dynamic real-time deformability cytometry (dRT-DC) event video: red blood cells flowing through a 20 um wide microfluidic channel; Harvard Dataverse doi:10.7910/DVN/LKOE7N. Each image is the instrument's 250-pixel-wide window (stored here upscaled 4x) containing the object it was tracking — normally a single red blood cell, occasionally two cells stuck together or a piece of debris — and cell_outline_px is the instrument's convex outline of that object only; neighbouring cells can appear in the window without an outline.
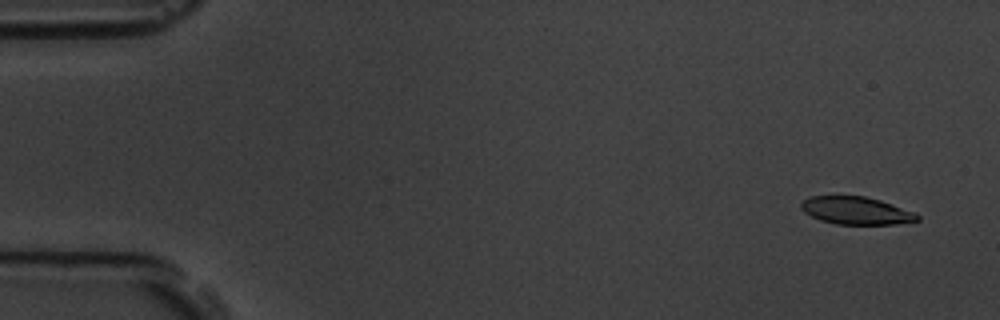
{"species": "common noctule bat (a hibernating species)", "species_latin": "Nyctalus noctula", "temperature_condition": "room temperature", "stored_images_in_passage": 5, "camera_frame_rate_fps": 3000, "um_per_image_px": 0.085, "animal": {"sex": "male", "body_mass_g": 19.5, "forearm_length_mm": 54.6}, "frame": {"image": 1, "passage_image": 1, "time_ms": 0.0, "image_size_px": [1000, 320], "cell_outline_px": [[920, 220], [896, 224], [836, 224], [820, 220], [804, 212], [800, 208], [800, 204], [804, 200], [812, 196], [864, 196], [880, 200], [916, 212], [920, 216]], "centroid_in_image_um": [72.8, 17.9], "position_along_channel_um": 12.2, "area_um2": 18.73}}
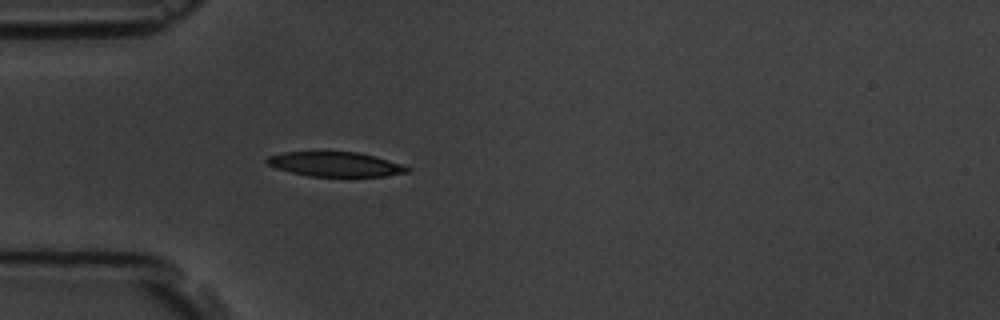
{"frame": {"image": 2, "passage_image": 5, "time_ms": 4.333, "image_size_px": [1000, 320], "cell_outline_px": [[412, 168], [408, 172], [384, 176], [308, 176], [276, 168], [268, 164], [264, 160], [268, 156], [284, 152], [360, 152], [388, 160]], "centroid_in_image_um": [28.49, 13.96], "position_along_channel_um": 56.5, "area_um2": 19.94}}